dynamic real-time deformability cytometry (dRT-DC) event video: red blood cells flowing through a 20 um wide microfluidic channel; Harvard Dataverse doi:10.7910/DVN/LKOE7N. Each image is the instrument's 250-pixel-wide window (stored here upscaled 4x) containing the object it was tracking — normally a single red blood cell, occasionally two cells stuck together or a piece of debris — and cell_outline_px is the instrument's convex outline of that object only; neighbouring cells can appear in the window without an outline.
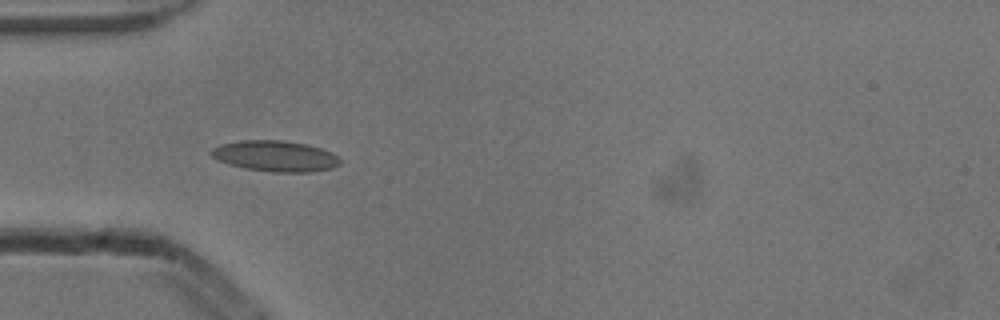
{"species": "common noctule bat (a hibernating species)", "species_latin": "Nyctalus noctula", "temperature_condition": "cold", "stored_images_in_passage": 4, "camera_frame_rate_fps": 3000, "um_per_image_px": 0.085, "animal": {"sex": "male", "body_mass_g": 13.3}, "frame": {"image": 1, "passage_image": 4, "time_ms": 1.0, "image_size_px": [1000, 320], "cell_outline_px": [[340, 164], [332, 168], [308, 172], [272, 172], [244, 168], [228, 164], [216, 160], [208, 152], [212, 148], [220, 144], [240, 140], [280, 140], [304, 144], [320, 148], [336, 156], [340, 160]], "centroid_in_image_um": [23.32, 13.27], "position_along_channel_um": 61.7, "area_um2": 23.06}}